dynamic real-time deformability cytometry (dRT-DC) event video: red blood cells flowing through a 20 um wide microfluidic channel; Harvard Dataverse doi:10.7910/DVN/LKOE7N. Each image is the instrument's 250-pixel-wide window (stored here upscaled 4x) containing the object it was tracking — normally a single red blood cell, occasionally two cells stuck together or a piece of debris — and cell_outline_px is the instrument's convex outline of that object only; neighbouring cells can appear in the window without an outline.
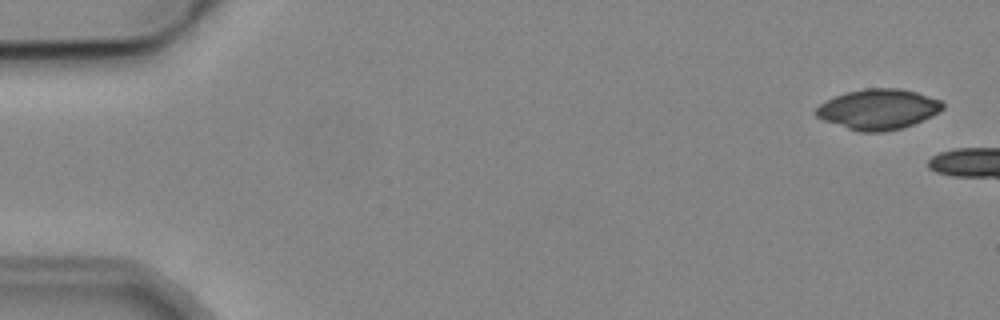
{"species": "common noctule bat (a hibernating species)", "species_latin": "Nyctalus noctula", "temperature_condition": "cold", "stored_images_in_passage": 3, "camera_frame_rate_fps": 3000, "um_per_image_px": 0.085, "animal": {"sex": "male", "body_mass_g": 19.2, "forearm_length_mm": 51.8}, "frame": {"image": 1, "passage_image": 1, "time_ms": 0.0, "image_size_px": [1000, 320], "cell_outline_px": [[944, 108], [940, 112], [932, 116], [912, 124], [900, 128], [884, 132], [860, 132], [824, 120], [816, 116], [812, 112], [820, 104], [844, 92], [864, 88], [900, 88], [916, 92], [944, 100]], "centroid_in_image_um": [74.68, 9.27], "position_along_channel_um": 10.3, "area_um2": 29.88}}